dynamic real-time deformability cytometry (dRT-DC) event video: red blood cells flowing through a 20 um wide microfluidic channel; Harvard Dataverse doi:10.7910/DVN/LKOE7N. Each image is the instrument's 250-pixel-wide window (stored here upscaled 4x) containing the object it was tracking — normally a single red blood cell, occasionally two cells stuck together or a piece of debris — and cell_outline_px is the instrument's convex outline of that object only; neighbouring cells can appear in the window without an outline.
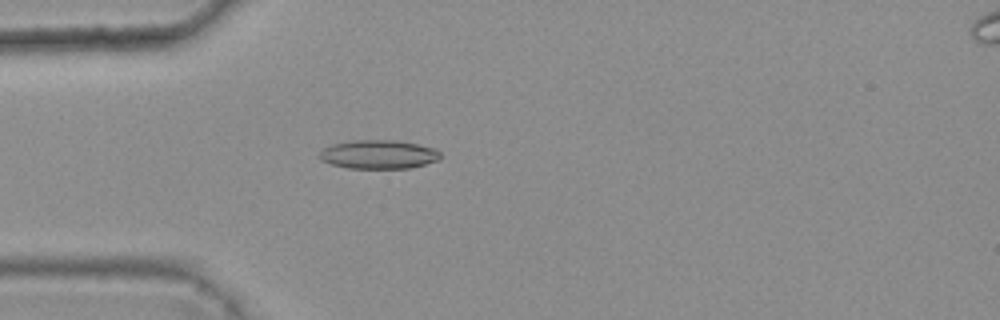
{"species": "common noctule bat (a hibernating species)", "species_latin": "Nyctalus noctula", "temperature_condition": "warm", "stored_images_in_passage": 38, "camera_frame_rate_fps": 3000, "um_per_image_px": 0.085, "animal": {"sex": "female", "body_mass_g": 25.1}, "frame": {"image": 1, "passage_image": 6, "time_ms": 1.667, "image_size_px": [1000, 320], "cell_outline_px": [[444, 156], [440, 160], [412, 168], [348, 168], [332, 164], [320, 160], [320, 152], [324, 148], [332, 144], [352, 140], [392, 140], [416, 144], [436, 148]], "centroid_in_image_um": [32.23, 13.13], "position_along_channel_um": 52.8, "area_um2": 20.4}}
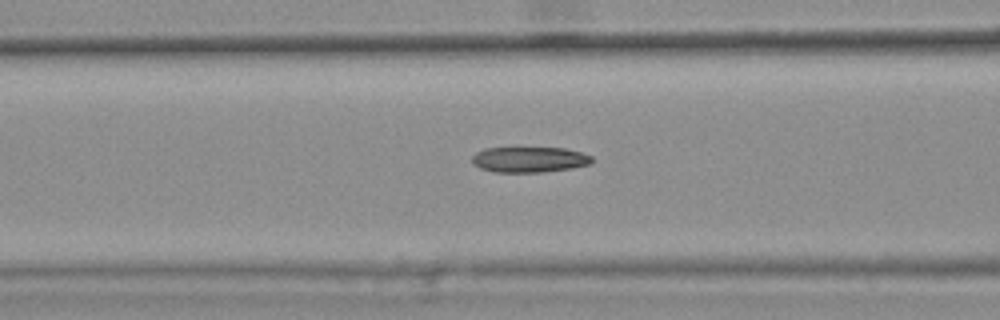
{"frame": {"image": 2, "passage_image": 12, "time_ms": 3.667, "image_size_px": [1000, 320], "cell_outline_px": [[592, 164], [572, 168], [540, 172], [492, 172], [480, 168], [472, 164], [472, 156], [476, 152], [484, 148], [516, 144], [564, 148], [580, 152], [592, 156]], "centroid_in_image_um": [44.93, 13.5], "position_along_channel_um": 121.7, "area_um2": 19.07}}
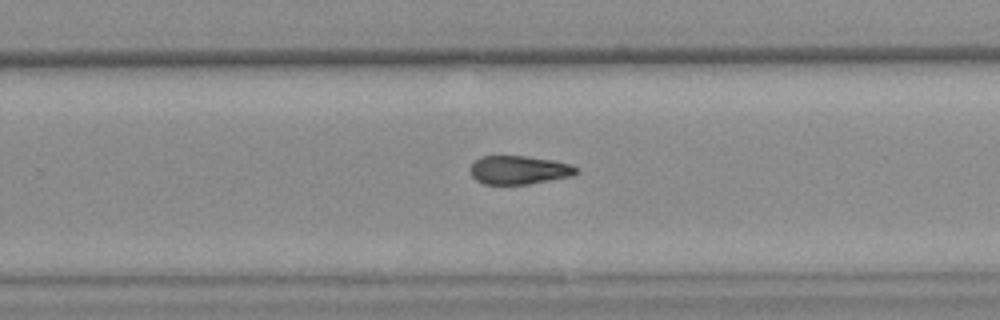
{"frame": {"image": 3, "passage_image": 25, "time_ms": 8.0, "image_size_px": [1000, 320], "cell_outline_px": [[576, 172], [572, 176], [528, 184], [484, 184], [476, 180], [472, 176], [472, 164], [480, 156], [524, 156], [552, 160], [568, 164], [576, 168]], "centroid_in_image_um": [44.08, 14.45], "position_along_channel_um": 285.7, "area_um2": 17.28}}